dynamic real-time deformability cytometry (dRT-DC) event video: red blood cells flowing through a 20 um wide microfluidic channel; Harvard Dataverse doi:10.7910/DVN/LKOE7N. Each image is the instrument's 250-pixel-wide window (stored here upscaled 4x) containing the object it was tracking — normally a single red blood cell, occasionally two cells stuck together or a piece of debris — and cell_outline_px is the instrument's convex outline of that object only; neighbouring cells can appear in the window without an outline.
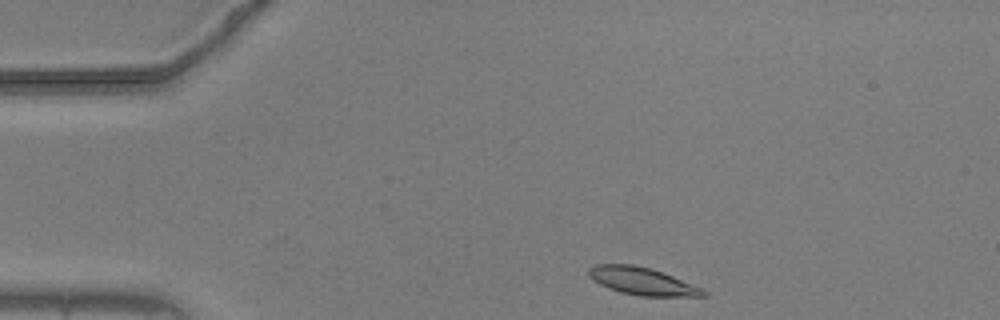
{"species": "common noctule bat (a hibernating species)", "species_latin": "Nyctalus noctula", "temperature_condition": "warm", "stored_images_in_passage": 42, "camera_frame_rate_fps": 3000, "um_per_image_px": 0.085, "animal": {"sex": "male", "body_mass_g": 20.5, "forearm_length_mm": 52.5}, "frame": {"image": 1, "passage_image": 1, "time_ms": 0.0, "image_size_px": [1000, 320], "cell_outline_px": [[708, 296], [640, 296], [620, 292], [608, 288], [592, 280], [588, 276], [588, 268], [596, 264], [632, 264], [648, 268], [672, 276], [700, 288], [708, 292]], "centroid_in_image_um": [54.53, 23.9], "position_along_channel_um": 30.5, "area_um2": 18.15}}
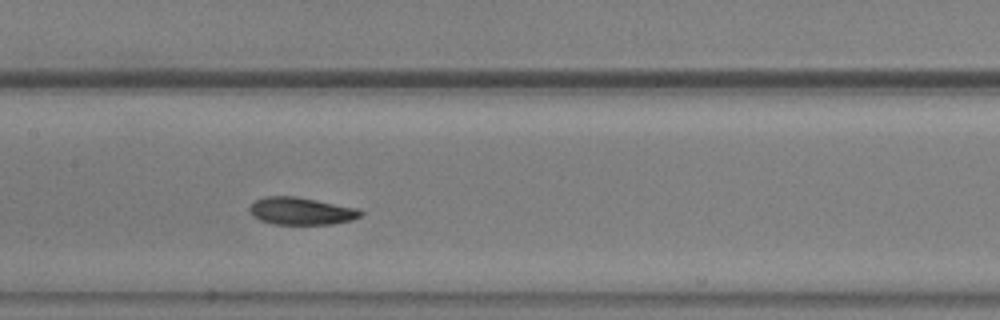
{"frame": {"image": 2, "passage_image": 18, "time_ms": 5.667, "image_size_px": [1000, 320], "cell_outline_px": [[364, 212], [360, 216], [352, 220], [332, 224], [272, 224], [260, 220], [252, 216], [248, 208], [256, 200], [264, 196], [296, 196], [360, 208]], "centroid_in_image_um": [25.61, 17.93], "position_along_channel_um": 181.8, "area_um2": 17.92}}
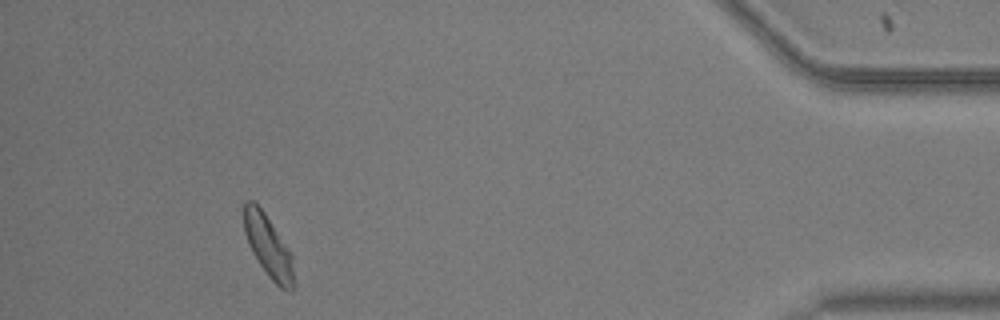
{"frame": {"image": 3, "passage_image": 42, "time_ms": 13.667, "image_size_px": [1000, 320], "cell_outline_px": [[292, 292], [288, 292], [280, 288], [268, 276], [252, 252], [248, 244], [244, 232], [244, 200], [252, 200], [264, 212], [288, 248], [292, 256]], "centroid_in_image_um": [22.77, 20.92], "position_along_channel_um": 412.4, "area_um2": 17.63}, "authors_computed_cell_mechanics": {"area_um2": 17.6579, "velocity_mm_per_s": 3.6318, "shape_relaxation_time_tau1_ms": 3.1029, "shape_relaxation_time_tau2_ms": 3.7706, "deformation_change_tau1": 0.1097, "deformation_change_tau2": 0.1151}}